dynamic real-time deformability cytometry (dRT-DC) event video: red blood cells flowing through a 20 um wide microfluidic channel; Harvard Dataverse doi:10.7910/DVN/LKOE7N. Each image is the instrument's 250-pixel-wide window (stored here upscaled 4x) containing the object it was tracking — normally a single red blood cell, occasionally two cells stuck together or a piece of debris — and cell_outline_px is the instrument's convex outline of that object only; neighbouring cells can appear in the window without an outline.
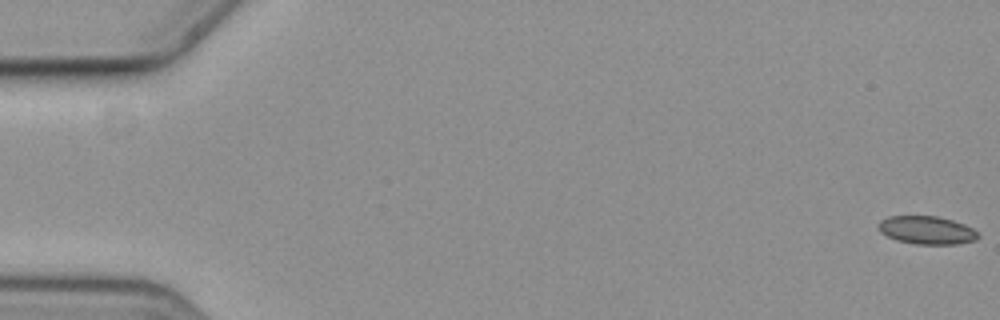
{"species": "common noctule bat (a hibernating species)", "species_latin": "Nyctalus noctula", "temperature_condition": "cold", "stored_images_in_passage": 52, "camera_frame_rate_fps": 3000, "um_per_image_px": 0.085, "animal": {"sex": "female", "body_mass_g": 19.3, "forearm_length_mm": 54.1}, "frame": {"image": 1, "passage_image": 1, "time_ms": 0.0, "image_size_px": [1000, 320], "cell_outline_px": [[980, 236], [976, 240], [956, 244], [916, 244], [896, 240], [880, 232], [876, 224], [880, 220], [888, 216], [936, 216], [952, 220], [964, 224], [972, 228]], "centroid_in_image_um": [78.74, 19.56], "position_along_channel_um": 6.3, "area_um2": 16.36}}
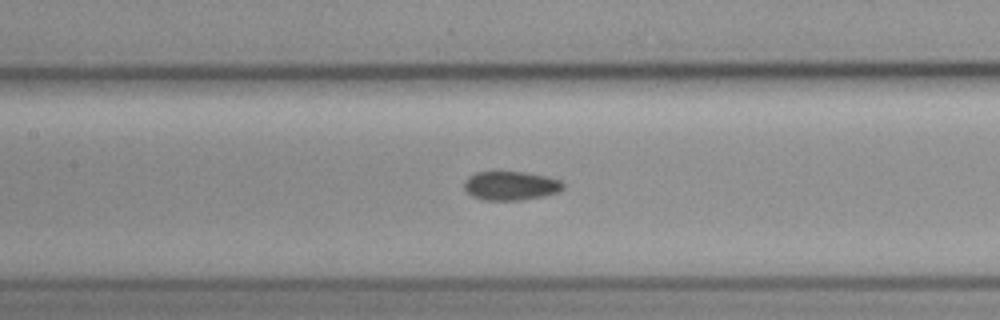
{"frame": {"image": 2, "passage_image": 28, "time_ms": 9.0, "image_size_px": [1000, 320], "cell_outline_px": [[564, 188], [556, 192], [544, 196], [520, 200], [484, 200], [472, 196], [464, 188], [464, 184], [468, 176], [476, 172], [524, 172], [544, 176], [560, 180], [564, 184]], "centroid_in_image_um": [43.4, 15.79], "position_along_channel_um": 164.0, "area_um2": 16.53}}
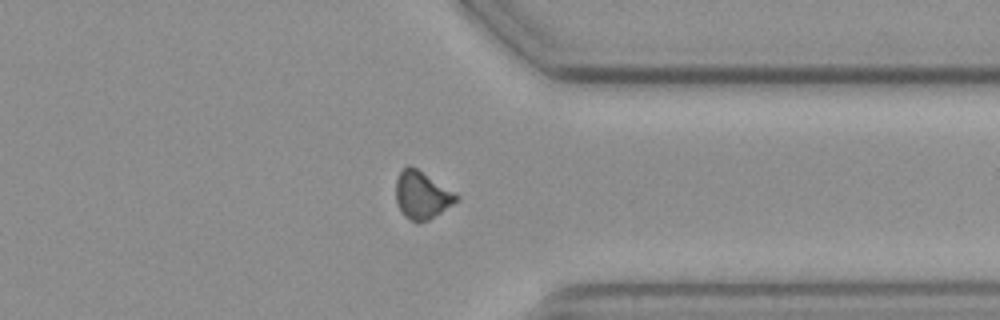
{"frame": {"image": 3, "passage_image": 46, "time_ms": 15.0, "image_size_px": [1000, 320], "cell_outline_px": [[460, 200], [428, 220], [416, 224], [404, 216], [396, 200], [396, 180], [400, 172], [408, 164], [416, 168], [456, 192], [460, 196]], "centroid_in_image_um": [35.89, 16.6], "position_along_channel_um": 375.5, "area_um2": 16.88}}